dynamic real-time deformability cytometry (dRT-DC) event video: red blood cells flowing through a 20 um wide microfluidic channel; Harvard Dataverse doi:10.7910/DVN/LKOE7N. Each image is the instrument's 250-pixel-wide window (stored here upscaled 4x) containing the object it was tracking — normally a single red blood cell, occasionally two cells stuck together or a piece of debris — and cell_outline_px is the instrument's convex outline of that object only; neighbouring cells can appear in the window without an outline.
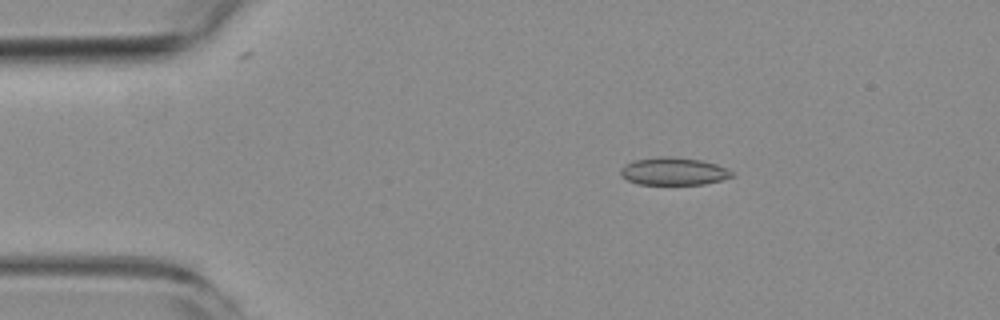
{"species": "common noctule bat (a hibernating species)", "species_latin": "Nyctalus noctula", "temperature_condition": "room temperature", "stored_images_in_passage": 5, "camera_frame_rate_fps": 3000, "um_per_image_px": 0.085, "animal": {"sex": "female", "body_mass_g": 19.3, "forearm_length_mm": 54.1}, "frame": {"image": 1, "passage_image": 2, "time_ms": 2.0, "image_size_px": [1000, 320], "cell_outline_px": [[732, 176], [720, 180], [704, 184], [640, 184], [628, 180], [620, 176], [620, 168], [624, 164], [636, 160], [660, 156], [664, 156], [700, 160], [716, 164], [728, 168], [732, 172]], "centroid_in_image_um": [57.22, 14.56], "position_along_channel_um": 27.8, "area_um2": 17.74}}
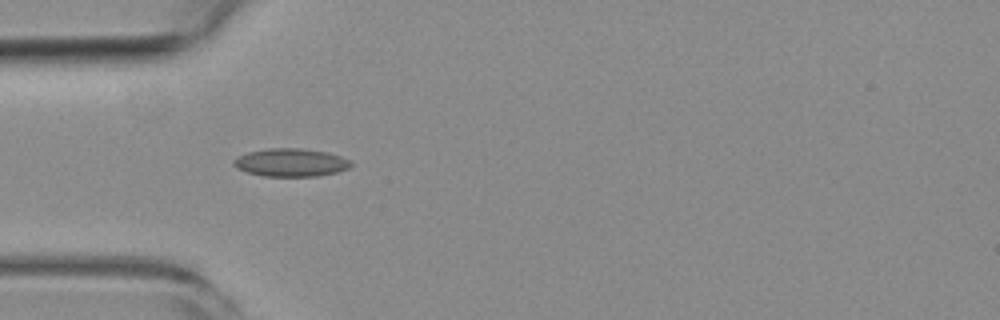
{"frame": {"image": 2, "passage_image": 4, "time_ms": 4.333, "image_size_px": [1000, 320], "cell_outline_px": [[352, 164], [348, 168], [336, 172], [316, 176], [264, 176], [248, 172], [236, 168], [232, 164], [232, 160], [236, 156], [248, 152], [268, 148], [300, 148], [324, 152], [340, 156], [352, 160]], "centroid_in_image_um": [24.68, 13.81], "position_along_channel_um": 60.3, "area_um2": 19.13}}
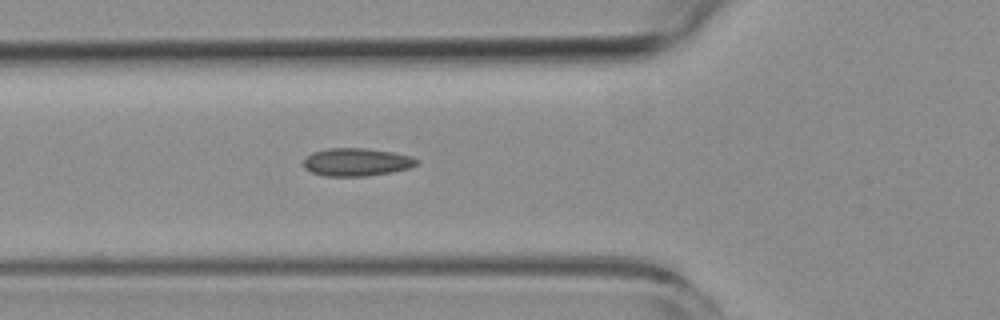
{"frame": {"image": 3, "passage_image": 5, "time_ms": 5.333, "image_size_px": [1000, 320], "cell_outline_px": [[420, 160], [416, 164], [408, 168], [392, 172], [368, 176], [324, 176], [312, 172], [304, 168], [304, 160], [312, 152], [328, 148], [364, 148], [392, 152], [412, 156]], "centroid_in_image_um": [30.31, 13.78], "position_along_channel_um": 95.5, "area_um2": 18.38}}